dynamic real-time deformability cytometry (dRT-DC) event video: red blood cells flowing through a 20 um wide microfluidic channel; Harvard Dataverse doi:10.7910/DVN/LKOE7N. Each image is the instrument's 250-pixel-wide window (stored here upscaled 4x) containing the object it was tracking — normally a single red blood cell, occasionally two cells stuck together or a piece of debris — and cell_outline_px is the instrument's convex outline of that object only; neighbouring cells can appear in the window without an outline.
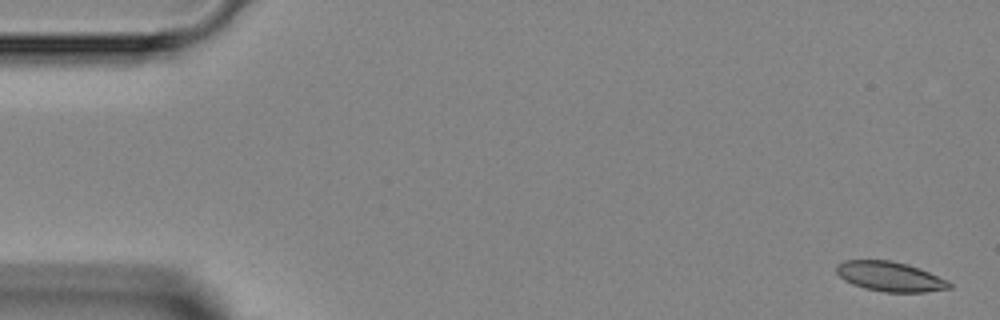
{"species": "Egyptian fruit bat (a non-hibernating species)", "species_latin": "Rousettus aegyptiacus", "temperature_condition": "room temperature", "stored_images_in_passage": 3, "camera_frame_rate_fps": 3000, "um_per_image_px": 0.085, "animal": {"sex": "female"}, "frame": {"image": 1, "passage_image": 1, "time_ms": 0.0, "image_size_px": [1000, 320], "cell_outline_px": [[952, 288], [924, 292], [884, 292], [864, 288], [852, 284], [844, 280], [836, 272], [836, 264], [844, 260], [892, 260], [908, 264], [920, 268], [948, 280], [952, 284]], "centroid_in_image_um": [75.66, 23.5], "position_along_channel_um": 9.3, "area_um2": 19.77}}
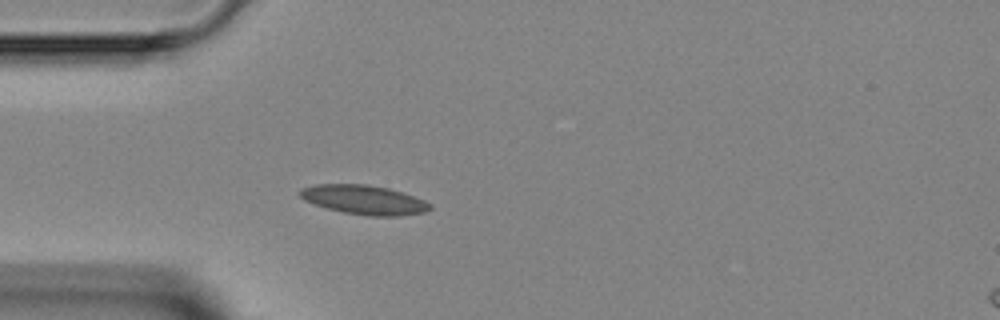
{"frame": {"image": 2, "passage_image": 3, "time_ms": 4.0, "image_size_px": [1000, 320], "cell_outline_px": [[432, 208], [424, 212], [400, 216], [372, 216], [344, 212], [328, 208], [304, 200], [300, 196], [300, 188], [316, 184], [368, 184], [388, 188], [424, 200], [432, 204]], "centroid_in_image_um": [30.95, 16.97], "position_along_channel_um": 54.0, "area_um2": 21.96}}